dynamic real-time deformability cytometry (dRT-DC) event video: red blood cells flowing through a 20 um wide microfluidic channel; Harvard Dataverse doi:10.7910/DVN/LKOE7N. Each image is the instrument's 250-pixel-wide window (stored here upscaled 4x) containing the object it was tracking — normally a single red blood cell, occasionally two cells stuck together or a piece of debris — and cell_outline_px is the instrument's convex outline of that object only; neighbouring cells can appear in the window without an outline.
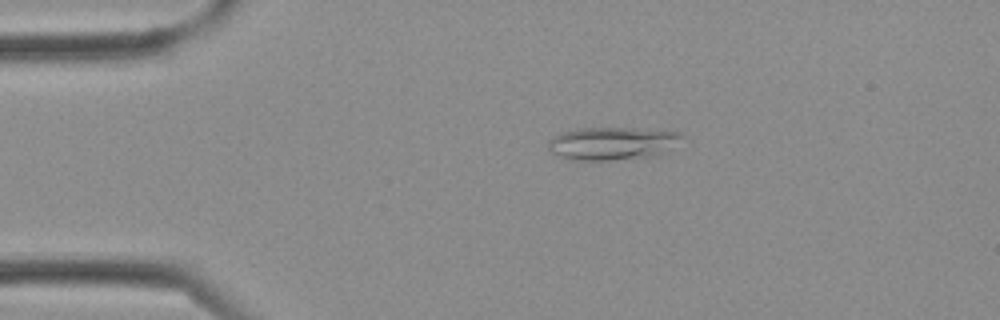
{"species": "Egyptian fruit bat (a non-hibernating species)", "species_latin": "Rousettus aegyptiacus", "temperature_condition": "cold", "stored_images_in_passage": 3, "camera_frame_rate_fps": 3000, "um_per_image_px": 0.085, "frame": {"image": 1, "passage_image": 2, "time_ms": 0.333, "image_size_px": [1000, 320], "cell_outline_px": [[684, 136], [656, 156], [608, 160], [572, 160], [560, 156], [552, 152], [548, 148], [548, 140], [560, 132], [580, 128], [636, 128], [680, 132]], "centroid_in_image_um": [51.97, 12.18], "position_along_channel_um": 33.0, "area_um2": 25.32}}